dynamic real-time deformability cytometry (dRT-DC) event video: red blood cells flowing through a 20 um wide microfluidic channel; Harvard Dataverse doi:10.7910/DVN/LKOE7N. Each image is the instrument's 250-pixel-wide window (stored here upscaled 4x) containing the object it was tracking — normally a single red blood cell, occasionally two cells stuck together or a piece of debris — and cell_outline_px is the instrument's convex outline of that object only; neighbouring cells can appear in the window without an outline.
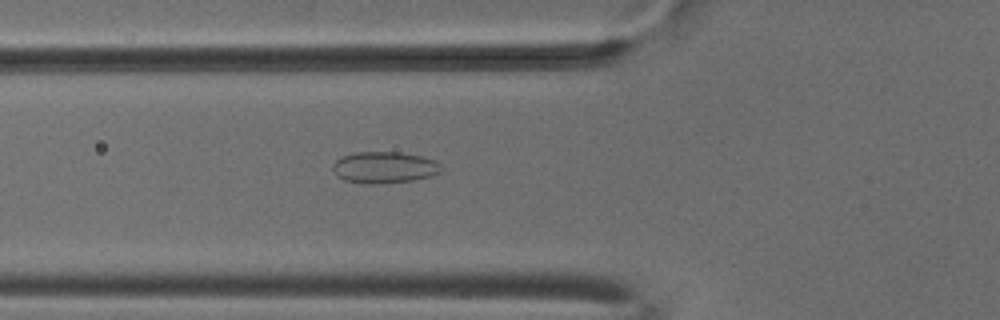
{"species": "common noctule bat (a hibernating species)", "species_latin": "Nyctalus noctula", "temperature_condition": "cold", "stored_images_in_passage": 52, "camera_frame_rate_fps": 3000, "um_per_image_px": 0.085, "animal": {"sex": "male", "body_mass_g": 18.8}, "frame": {"image": 1, "passage_image": 19, "time_ms": 6.0, "image_size_px": [1000, 320], "cell_outline_px": [[444, 168], [440, 172], [432, 176], [412, 180], [380, 184], [364, 184], [344, 180], [336, 176], [332, 168], [332, 164], [340, 156], [352, 152], [400, 152], [424, 156], [436, 160]], "centroid_in_image_um": [32.66, 14.22], "position_along_channel_um": 93.1, "area_um2": 20.4}}
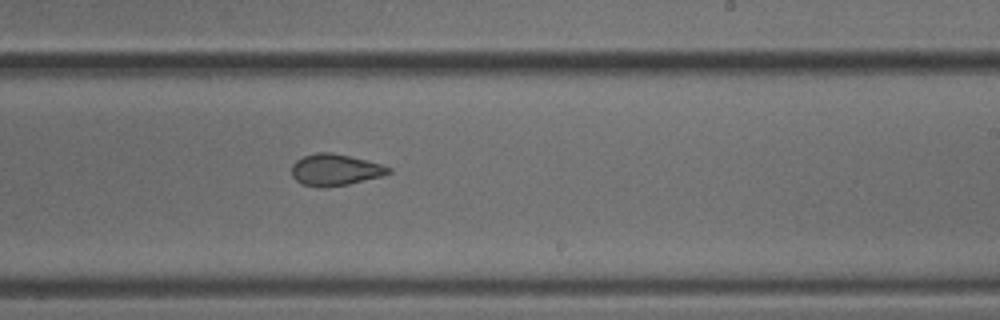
{"frame": {"image": 2, "passage_image": 32, "time_ms": 10.333, "image_size_px": [1000, 320], "cell_outline_px": [[392, 172], [384, 176], [348, 184], [320, 188], [304, 184], [296, 180], [292, 176], [292, 164], [296, 160], [304, 156], [316, 152], [332, 152], [380, 164], [392, 168]], "centroid_in_image_um": [28.49, 14.44], "position_along_channel_um": 260.5, "area_um2": 17.74}}
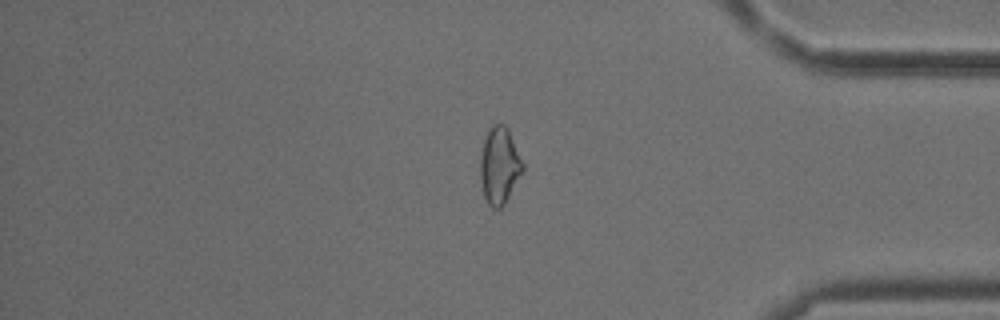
{"frame": {"image": 3, "passage_image": 44, "time_ms": 14.333, "image_size_px": [1000, 320], "cell_outline_px": [[524, 168], [504, 204], [500, 208], [492, 208], [488, 204], [484, 196], [480, 180], [480, 156], [484, 136], [488, 128], [492, 124], [504, 124], [508, 128], [524, 164]], "centroid_in_image_um": [42.43, 14.03], "position_along_channel_um": 392.8, "area_um2": 19.07}, "authors_computed_cell_mechanics": {"area_um2": 19.5653, "velocity_mm_per_s": 3.8392, "shape_relaxation_time_tau1_ms": null, "shape_relaxation_time_tau2_ms": 1.6092, "deformation_change_tau1": null, "deformation_change_tau2": 0.0722}}